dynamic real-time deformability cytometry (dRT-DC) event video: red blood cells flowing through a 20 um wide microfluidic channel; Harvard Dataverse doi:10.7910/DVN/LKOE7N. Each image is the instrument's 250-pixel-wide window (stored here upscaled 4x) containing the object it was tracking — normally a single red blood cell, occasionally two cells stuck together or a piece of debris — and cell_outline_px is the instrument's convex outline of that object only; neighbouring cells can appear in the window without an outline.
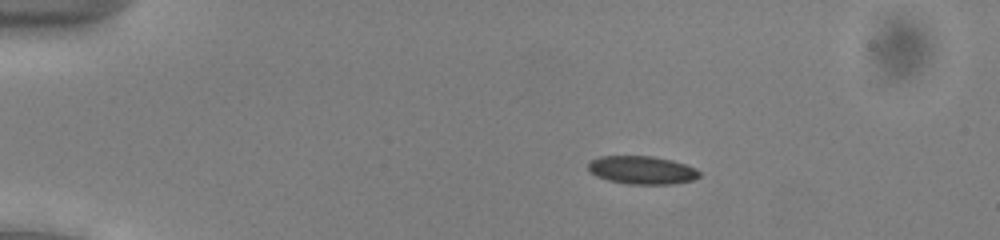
{"species": "common noctule bat (a hibernating species)", "species_latin": "Nyctalus noctula", "temperature_condition": "cold", "stored_images_in_passage": 54, "camera_frame_rate_fps": 3000, "um_per_image_px": 0.085, "animal": {"sex": "male", "body_mass_g": 13.0, "forearm_length_mm": 53.1}, "frame": {"image": 1, "passage_image": 11, "time_ms": 3.333, "image_size_px": [1000, 240], "cell_outline_px": [[700, 176], [692, 180], [672, 184], [628, 184], [608, 180], [596, 176], [588, 168], [588, 160], [600, 156], [652, 156], [672, 160], [696, 168], [700, 172]], "centroid_in_image_um": [54.55, 14.45], "position_along_channel_um": 30.4, "area_um2": 18.26}}
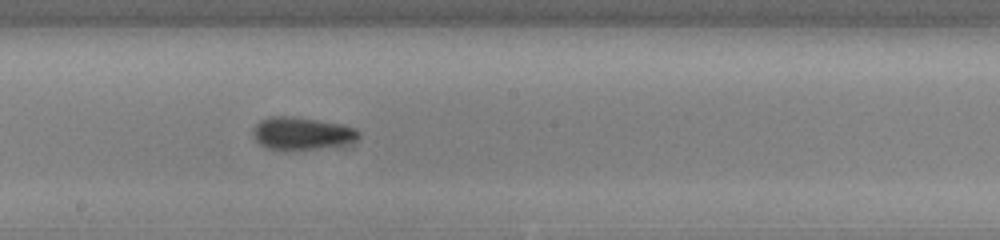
{"frame": {"image": 2, "passage_image": 31, "time_ms": 10.0, "image_size_px": [1000, 240], "cell_outline_px": [[360, 136], [356, 140], [348, 144], [284, 152], [264, 148], [256, 140], [252, 132], [256, 124], [260, 120], [272, 116], [292, 116], [344, 124], [356, 128], [360, 132]], "centroid_in_image_um": [25.65, 11.36], "position_along_channel_um": 222.5, "area_um2": 20.58}}
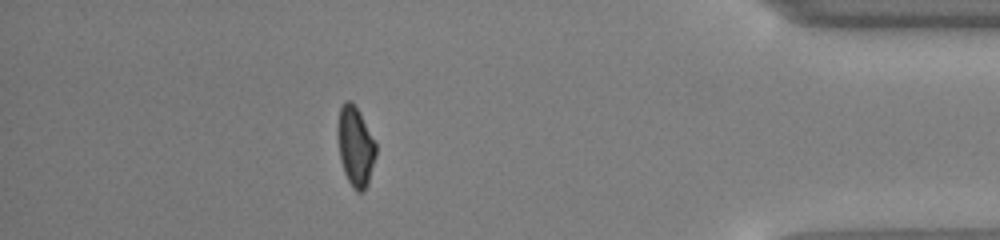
{"frame": {"image": 3, "passage_image": 48, "time_ms": 15.667, "image_size_px": [1000, 240], "cell_outline_px": [[376, 156], [368, 184], [364, 192], [356, 192], [352, 188], [344, 172], [340, 160], [336, 132], [336, 128], [340, 108], [344, 100], [352, 100], [360, 112], [376, 144]], "centroid_in_image_um": [30.19, 12.44], "position_along_channel_um": 405.0, "area_um2": 18.15}, "authors_computed_cell_mechanics": {"area_um2": 18.496, "velocity_mm_per_s": 3.9178, "shape_relaxation_time_tau1_ms": 4.9386, "shape_relaxation_time_tau2_ms": 4.1243, "deformation_change_tau1": 0.1202, "deformation_change_tau2": 0.1017}}